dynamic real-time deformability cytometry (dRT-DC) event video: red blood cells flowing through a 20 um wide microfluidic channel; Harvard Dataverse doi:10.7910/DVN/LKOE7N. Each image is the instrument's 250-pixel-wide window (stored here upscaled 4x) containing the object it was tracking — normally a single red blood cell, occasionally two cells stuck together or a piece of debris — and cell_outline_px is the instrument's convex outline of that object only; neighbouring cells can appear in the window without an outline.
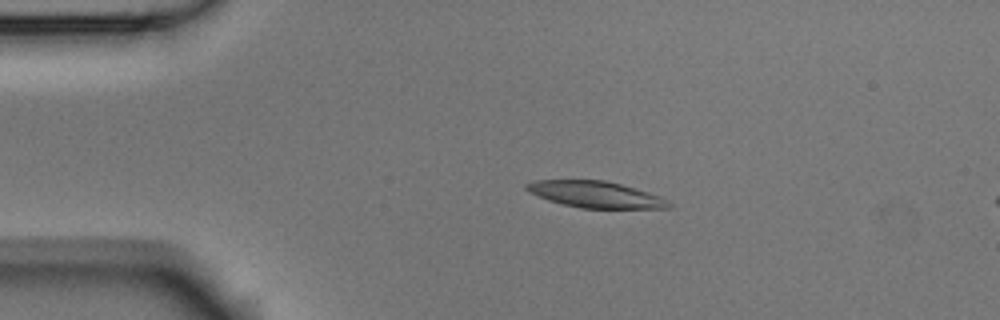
{"species": "Egyptian fruit bat (a non-hibernating species)", "species_latin": "Rousettus aegyptiacus", "temperature_condition": "room temperature", "stored_images_in_passage": 3, "camera_frame_rate_fps": 3000, "um_per_image_px": 0.085, "animal": {"sex": "male"}, "frame": {"image": 1, "passage_image": 2, "time_ms": 0.333, "image_size_px": [1000, 320], "cell_outline_px": [[672, 208], [580, 208], [548, 200], [528, 192], [524, 188], [524, 184], [532, 180], [604, 180], [620, 184], [648, 192], [660, 196], [668, 200], [672, 204]], "centroid_in_image_um": [50.59, 16.52], "position_along_channel_um": 34.4, "area_um2": 21.91}}